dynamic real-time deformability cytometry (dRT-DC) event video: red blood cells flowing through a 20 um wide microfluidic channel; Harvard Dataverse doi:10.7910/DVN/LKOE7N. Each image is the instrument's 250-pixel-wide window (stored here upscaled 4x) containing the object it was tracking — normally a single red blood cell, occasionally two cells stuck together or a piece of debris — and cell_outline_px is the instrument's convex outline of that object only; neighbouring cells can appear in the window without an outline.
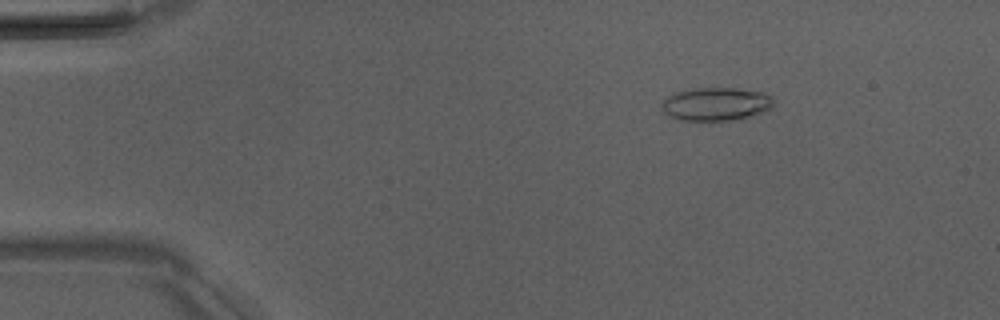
{"species": "Egyptian fruit bat (a non-hibernating species)", "species_latin": "Rousettus aegyptiacus", "temperature_condition": "room temperature", "stored_images_in_passage": 5, "camera_frame_rate_fps": 3000, "um_per_image_px": 0.085, "animal": {"sex": "male"}, "frame": {"image": 1, "passage_image": 3, "time_ms": 2.333, "image_size_px": [1000, 320], "cell_outline_px": [[776, 100], [768, 108], [760, 112], [748, 116], [732, 120], [680, 120], [664, 112], [660, 108], [660, 104], [668, 96], [676, 92], [696, 88], [736, 88], [764, 92], [772, 96]], "centroid_in_image_um": [60.84, 8.82], "position_along_channel_um": 24.2, "area_um2": 21.44}}